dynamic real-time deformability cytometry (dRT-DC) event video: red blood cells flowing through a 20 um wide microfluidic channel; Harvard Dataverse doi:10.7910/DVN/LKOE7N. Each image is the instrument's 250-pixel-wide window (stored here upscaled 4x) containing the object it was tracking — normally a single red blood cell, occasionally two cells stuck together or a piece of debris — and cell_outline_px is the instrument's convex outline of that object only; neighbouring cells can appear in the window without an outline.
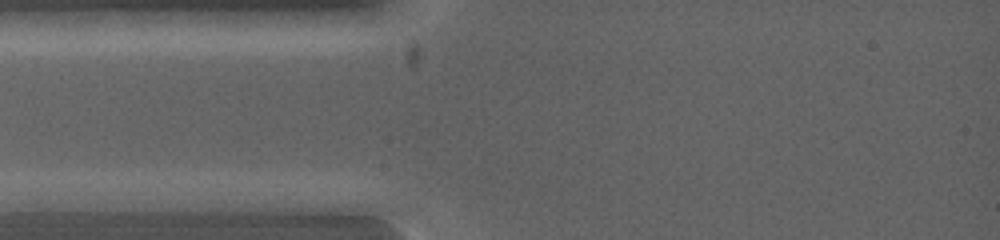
{"species": "common noctule bat (a hibernating species)", "species_latin": "Nyctalus noctula", "temperature_condition": "warm", "stored_images_in_passage": 4, "camera_frame_rate_fps": 5000, "um_per_image_px": 0.085, "animal": {"sex": "female", "body_mass_g": 19.0, "forearm_length_mm": 53.3}, "frame": {"image": 1, "passage_image": 2, "time_ms": 0.2, "image_size_px": [1000, 240], "cell_outline_px": [[120, 200], [96, 212], [16, 212], [16, 200], [32, 192], [112, 192]], "centroid_in_image_um": [5.55, 17.16], "position_along_channel_um": 79.4, "area_um2": 13.29}}